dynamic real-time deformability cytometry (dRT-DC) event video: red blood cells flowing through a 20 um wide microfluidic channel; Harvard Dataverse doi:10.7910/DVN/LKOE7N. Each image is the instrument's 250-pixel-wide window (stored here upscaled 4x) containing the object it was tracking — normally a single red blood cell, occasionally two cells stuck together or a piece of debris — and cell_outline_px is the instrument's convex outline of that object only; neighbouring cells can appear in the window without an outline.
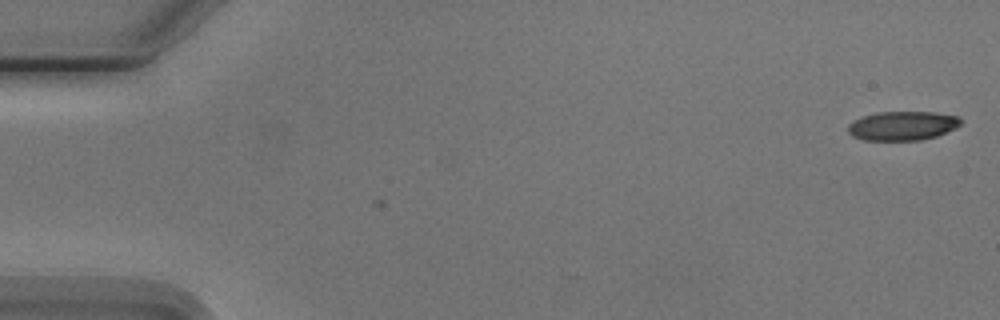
{"species": "Egyptian fruit bat (a non-hibernating species)", "species_latin": "Rousettus aegyptiacus", "temperature_condition": "cold", "stored_images_in_passage": 4, "camera_frame_rate_fps": 3000, "um_per_image_px": 0.085, "animal": {"sex": "male"}, "frame": {"image": 1, "passage_image": 1, "time_ms": 0.0, "image_size_px": [1000, 320], "cell_outline_px": [[960, 124], [956, 128], [936, 136], [920, 140], [864, 140], [852, 136], [848, 132], [848, 124], [852, 120], [876, 112], [936, 112], [960, 116]], "centroid_in_image_um": [76.7, 10.68], "position_along_channel_um": 8.3, "area_um2": 19.19}}